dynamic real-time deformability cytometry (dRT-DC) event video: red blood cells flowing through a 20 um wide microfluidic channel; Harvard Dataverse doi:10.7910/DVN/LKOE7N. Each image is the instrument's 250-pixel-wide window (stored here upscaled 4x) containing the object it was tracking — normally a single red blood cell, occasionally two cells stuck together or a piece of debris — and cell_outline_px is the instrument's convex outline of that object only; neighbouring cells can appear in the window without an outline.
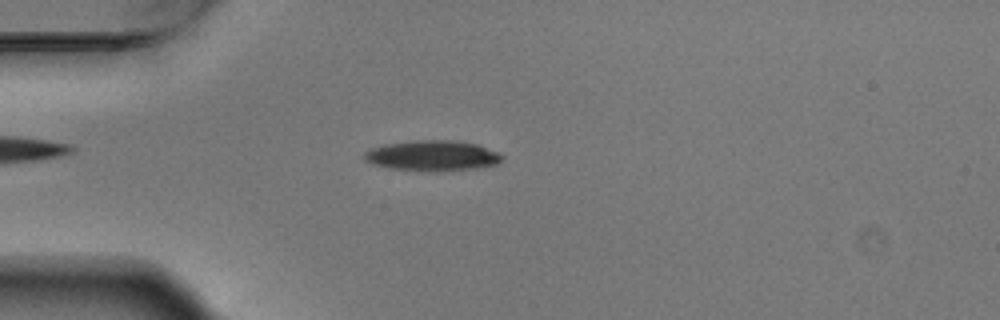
{"species": "Egyptian fruit bat (a non-hibernating species)", "species_latin": "Rousettus aegyptiacus", "temperature_condition": "warm", "stored_images_in_passage": 5, "camera_frame_rate_fps": 3000, "um_per_image_px": 0.085, "animal": {"sex": "male"}, "frame": {"image": 1, "passage_image": 5, "time_ms": 1.333, "image_size_px": [1000, 320], "cell_outline_px": [[504, 156], [500, 164], [476, 168], [388, 168], [372, 164], [364, 160], [364, 152], [372, 148], [384, 144], [412, 140], [452, 140], [476, 144], [496, 152]], "centroid_in_image_um": [36.73, 13.18], "position_along_channel_um": 48.3, "area_um2": 23.35}}